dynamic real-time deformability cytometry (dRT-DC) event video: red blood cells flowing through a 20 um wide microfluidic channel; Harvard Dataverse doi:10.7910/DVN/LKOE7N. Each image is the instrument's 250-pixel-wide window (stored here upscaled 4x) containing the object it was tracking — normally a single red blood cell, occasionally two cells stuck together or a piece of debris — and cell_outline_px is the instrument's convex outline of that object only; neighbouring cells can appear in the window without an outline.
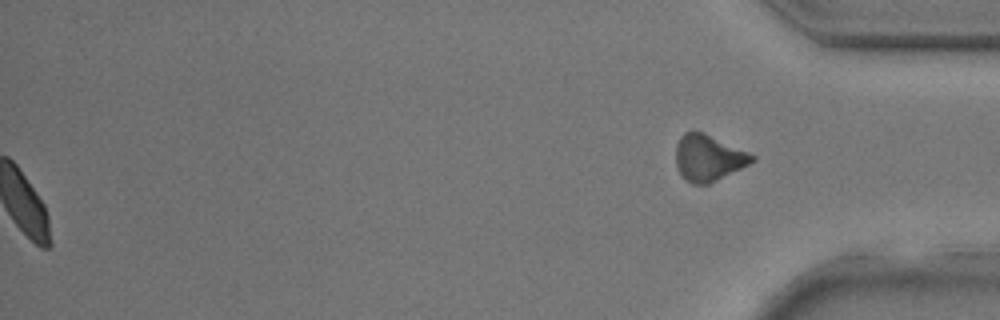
{"species": "common noctule bat (a hibernating species)", "species_latin": "Nyctalus noctula", "temperature_condition": "room temperature", "stored_images_in_passage": 32, "segment_of_instrument_passage": [2, 2], "camera_frame_rate_fps": 3000, "um_per_image_px": 0.085, "animal": {"sex": "male", "body_mass_g": 17.9, "forearm_length_mm": 54.2}, "frame": {"image": 1, "passage_image": 32, "time_ms": 10.333, "image_size_px": [1000, 320], "cell_outline_px": [[756, 160], [708, 184], [692, 184], [676, 168], [676, 144], [680, 136], [684, 132], [704, 132], [756, 156]], "centroid_in_image_um": [60.19, 13.4], "position_along_channel_um": 375.0, "area_um2": 20.17}}